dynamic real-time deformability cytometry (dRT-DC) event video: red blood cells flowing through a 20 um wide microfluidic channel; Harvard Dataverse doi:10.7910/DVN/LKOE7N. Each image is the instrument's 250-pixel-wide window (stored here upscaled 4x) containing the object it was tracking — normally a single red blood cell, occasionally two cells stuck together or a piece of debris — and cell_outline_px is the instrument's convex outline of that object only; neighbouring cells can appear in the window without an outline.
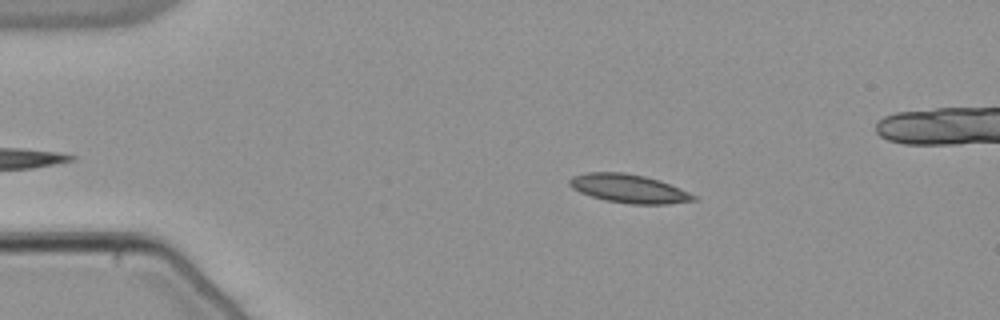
{"species": "common noctule bat (a hibernating species)", "species_latin": "Nyctalus noctula", "temperature_condition": "warm", "stored_images_in_passage": 43, "camera_frame_rate_fps": 3000, "um_per_image_px": 0.085, "animal": {"sex": "male", "body_mass_g": 21.5, "forearm_length_mm": 52.0}, "frame": {"image": 1, "passage_image": 7, "time_ms": 2.0, "image_size_px": [1000, 320], "cell_outline_px": [[696, 200], [668, 204], [632, 204], [604, 200], [580, 192], [572, 188], [568, 184], [568, 180], [572, 176], [584, 172], [624, 172], [644, 176], [660, 180], [680, 188], [696, 196]], "centroid_in_image_um": [53.42, 16.02], "position_along_channel_um": 31.6, "area_um2": 20.69}}
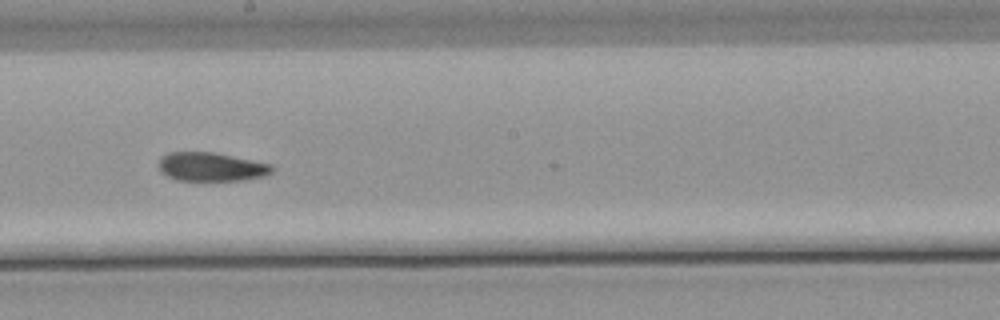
{"frame": {"image": 2, "passage_image": 27, "time_ms": 8.667, "image_size_px": [1000, 320], "cell_outline_px": [[276, 168], [272, 172], [264, 176], [244, 180], [176, 180], [160, 172], [160, 156], [168, 152], [212, 152], [272, 164]], "centroid_in_image_um": [17.97, 14.18], "position_along_channel_um": 230.2, "area_um2": 18.96}}
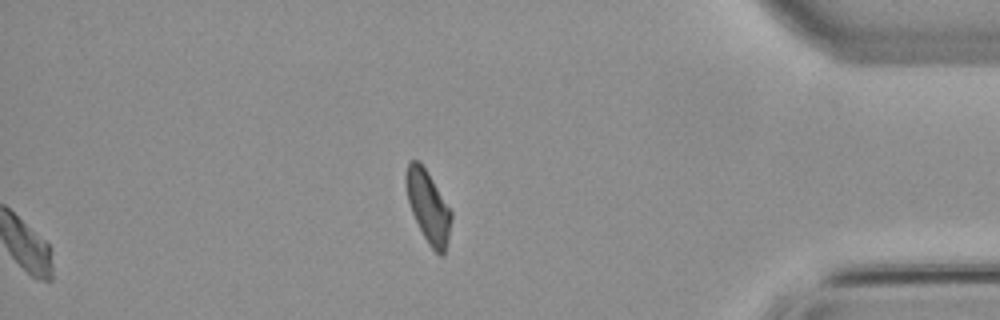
{"frame": {"image": 3, "passage_image": 43, "time_ms": 14.0, "image_size_px": [1000, 320], "cell_outline_px": [[452, 216], [448, 240], [444, 256], [440, 256], [428, 244], [412, 212], [408, 200], [404, 180], [404, 176], [408, 164], [412, 160], [416, 160], [424, 168], [432, 180], [452, 212]], "centroid_in_image_um": [36.39, 17.6], "position_along_channel_um": 398.8, "area_um2": 18.55}, "authors_computed_cell_mechanics": {"area_um2": 19.941, "velocity_mm_per_s": 3.8099, "shape_relaxation_time_tau1_ms": null, "shape_relaxation_time_tau2_ms": 4.097, "deformation_change_tau1": null, "deformation_change_tau2": 0.087}}